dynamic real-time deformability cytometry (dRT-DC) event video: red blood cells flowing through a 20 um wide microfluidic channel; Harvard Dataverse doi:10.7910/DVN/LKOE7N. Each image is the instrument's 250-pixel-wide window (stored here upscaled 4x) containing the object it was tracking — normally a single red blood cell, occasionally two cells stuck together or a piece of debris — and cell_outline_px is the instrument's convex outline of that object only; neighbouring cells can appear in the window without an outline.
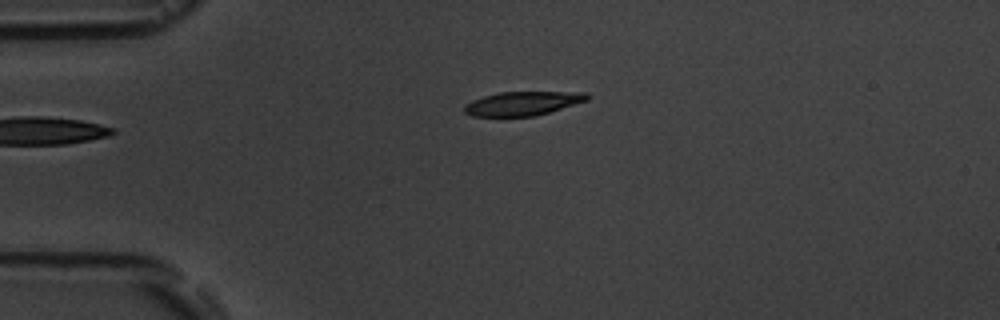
{"species": "common noctule bat (a hibernating species)", "species_latin": "Nyctalus noctula", "temperature_condition": "room temperature", "stored_images_in_passage": 6, "camera_frame_rate_fps": 3000, "um_per_image_px": 0.085, "animal": {"sex": "male", "body_mass_g": 19.5, "forearm_length_mm": 54.6}, "frame": {"image": 1, "passage_image": 6, "time_ms": 6.667, "image_size_px": [1000, 320], "cell_outline_px": [[592, 96], [588, 100], [536, 116], [472, 116], [464, 112], [464, 104], [472, 100], [484, 96], [500, 92], [588, 92]], "centroid_in_image_um": [44.45, 8.79], "position_along_channel_um": 40.6, "area_um2": 17.17}}